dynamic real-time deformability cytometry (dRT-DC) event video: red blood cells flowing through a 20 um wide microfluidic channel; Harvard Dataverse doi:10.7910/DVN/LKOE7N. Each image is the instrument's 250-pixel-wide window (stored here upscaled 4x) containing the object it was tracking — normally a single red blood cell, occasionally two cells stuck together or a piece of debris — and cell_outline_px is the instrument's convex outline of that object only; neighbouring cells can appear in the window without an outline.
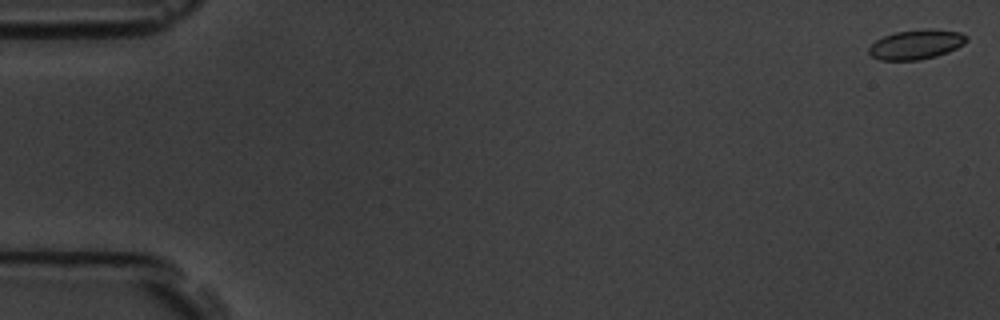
{"species": "common noctule bat (a hibernating species)", "species_latin": "Nyctalus noctula", "temperature_condition": "room temperature", "stored_images_in_passage": 4, "camera_frame_rate_fps": 3000, "um_per_image_px": 0.085, "animal": {"sex": "male", "body_mass_g": 19.5, "forearm_length_mm": 54.6}, "frame": {"image": 1, "passage_image": 1, "time_ms": 0.0, "image_size_px": [1000, 320], "cell_outline_px": [[968, 40], [964, 44], [948, 52], [936, 56], [920, 60], [880, 60], [872, 56], [868, 52], [868, 48], [876, 40], [884, 36], [896, 32], [924, 28], [932, 28], [960, 32], [968, 36]], "centroid_in_image_um": [77.9, 3.77], "position_along_channel_um": 7.1, "area_um2": 16.99}}